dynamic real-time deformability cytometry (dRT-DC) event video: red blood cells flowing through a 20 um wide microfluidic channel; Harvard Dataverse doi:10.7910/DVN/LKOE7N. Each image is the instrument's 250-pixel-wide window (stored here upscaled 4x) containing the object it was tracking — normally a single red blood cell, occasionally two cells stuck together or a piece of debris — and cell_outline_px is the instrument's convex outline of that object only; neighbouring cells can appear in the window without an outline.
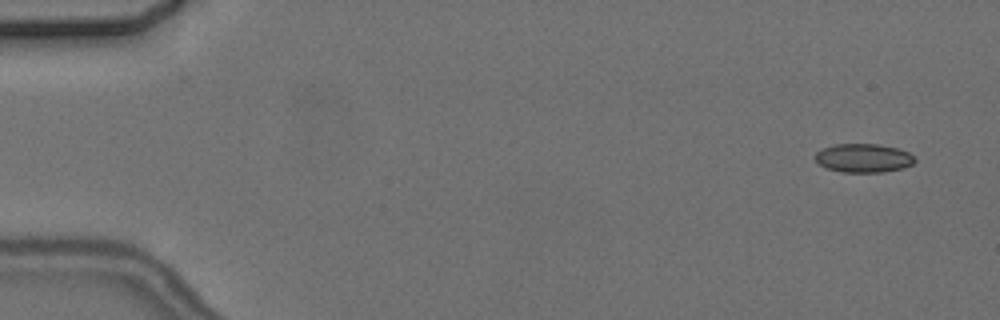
{"species": "common noctule bat (a hibernating species)", "species_latin": "Nyctalus noctula", "temperature_condition": "cold", "stored_images_in_passage": 5, "camera_frame_rate_fps": 3000, "um_per_image_px": 0.085, "animal": {"sex": "female", "body_mass_g": 24.6, "forearm_length_mm": 56.2}, "frame": {"image": 1, "passage_image": 2, "time_ms": 1.0, "image_size_px": [1000, 320], "cell_outline_px": [[916, 160], [912, 164], [904, 168], [884, 172], [840, 172], [828, 168], [820, 164], [816, 160], [816, 152], [824, 148], [836, 144], [880, 144], [896, 148], [908, 152]], "centroid_in_image_um": [73.42, 13.44], "position_along_channel_um": 11.6, "area_um2": 16.53}}
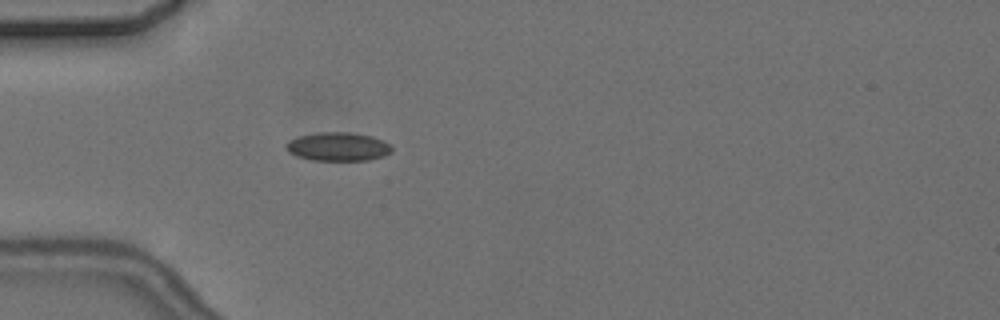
{"frame": {"image": 2, "passage_image": 5, "time_ms": 5.667, "image_size_px": [1000, 320], "cell_outline_px": [[392, 152], [384, 156], [368, 160], [312, 160], [296, 156], [288, 152], [288, 140], [300, 136], [316, 132], [348, 132], [372, 136], [384, 140], [392, 144]], "centroid_in_image_um": [28.78, 12.46], "position_along_channel_um": 56.2, "area_um2": 17.69}}